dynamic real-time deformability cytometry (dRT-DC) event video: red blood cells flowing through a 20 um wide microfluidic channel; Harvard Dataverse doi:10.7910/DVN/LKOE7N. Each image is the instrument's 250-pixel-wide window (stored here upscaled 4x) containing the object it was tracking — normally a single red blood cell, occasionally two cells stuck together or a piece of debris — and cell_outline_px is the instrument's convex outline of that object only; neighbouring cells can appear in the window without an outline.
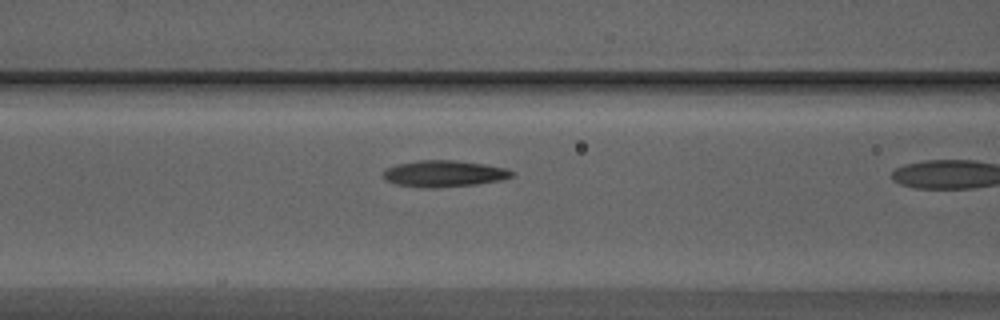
{"species": "Egyptian fruit bat (a non-hibernating species)", "species_latin": "Rousettus aegyptiacus", "temperature_condition": "warm", "stored_images_in_passage": 11, "camera_frame_rate_fps": 3000, "um_per_image_px": 0.085, "animal": {"sex": "male"}, "frame": {"image": 1, "passage_image": 10, "time_ms": 3.0, "image_size_px": [1000, 320], "cell_outline_px": [[516, 176], [500, 180], [476, 184], [436, 188], [424, 188], [396, 184], [384, 180], [380, 176], [384, 168], [396, 164], [420, 160], [456, 160], [484, 164], [508, 168], [516, 172]], "centroid_in_image_um": [37.72, 14.76], "position_along_channel_um": 128.9, "area_um2": 20.29}}